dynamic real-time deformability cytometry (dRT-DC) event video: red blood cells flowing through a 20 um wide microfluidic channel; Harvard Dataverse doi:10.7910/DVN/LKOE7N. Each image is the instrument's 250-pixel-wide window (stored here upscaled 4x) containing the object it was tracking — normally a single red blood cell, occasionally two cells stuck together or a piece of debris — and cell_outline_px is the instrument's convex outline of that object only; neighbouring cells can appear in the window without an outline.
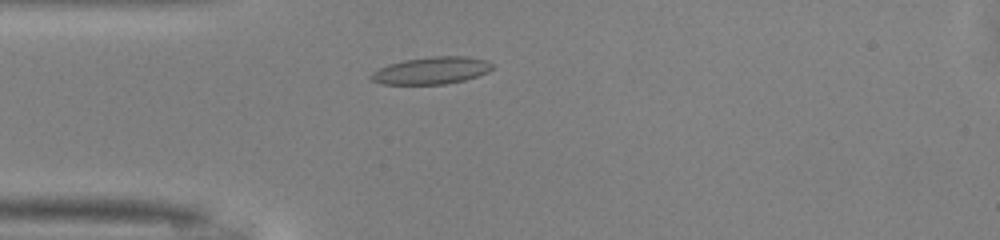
{"species": "common noctule bat (a hibernating species)", "species_latin": "Nyctalus noctula", "temperature_condition": "warm", "stored_images_in_passage": 32, "camera_frame_rate_fps": 3000, "um_per_image_px": 0.085, "animal": {"sex": "male", "body_mass_g": 13.0, "forearm_length_mm": 53.1}, "frame": {"image": 1, "passage_image": 7, "time_ms": 2.0, "image_size_px": [1000, 240], "cell_outline_px": [[496, 64], [488, 72], [464, 80], [444, 84], [380, 84], [372, 80], [368, 76], [372, 72], [388, 64], [404, 60], [432, 56], [468, 56], [488, 60]], "centroid_in_image_um": [36.69, 5.98], "position_along_channel_um": 48.3, "area_um2": 19.36}}
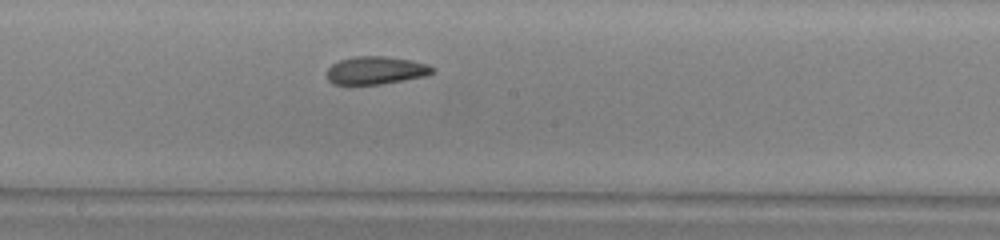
{"frame": {"image": 2, "passage_image": 20, "time_ms": 6.333, "image_size_px": [1000, 240], "cell_outline_px": [[436, 72], [424, 76], [404, 80], [380, 84], [332, 84], [328, 80], [328, 68], [332, 64], [340, 60], [356, 56], [384, 56], [412, 60], [428, 64], [436, 68]], "centroid_in_image_um": [31.99, 5.97], "position_along_channel_um": 216.2, "area_um2": 17.17}}
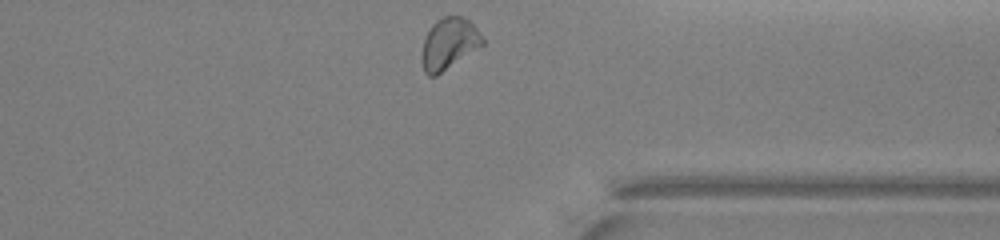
{"frame": {"image": 3, "passage_image": 32, "time_ms": 10.333, "image_size_px": [1000, 240], "cell_outline_px": [[484, 44], [436, 76], [428, 76], [424, 72], [420, 60], [420, 56], [424, 40], [432, 24], [436, 20], [444, 16], [460, 16], [468, 20], [480, 32], [484, 40]], "centroid_in_image_um": [38.13, 3.72], "position_along_channel_um": 373.3, "area_um2": 18.15}, "authors_computed_cell_mechanics": {"area_um2": 17.7446, "velocity_mm_per_s": 4.0881, "shape_relaxation_time_tau1_ms": 8.6122, "shape_relaxation_time_tau2_ms": 1.7447, "deformation_change_tau1": 0.1823, "deformation_change_tau2": 0.0773}}